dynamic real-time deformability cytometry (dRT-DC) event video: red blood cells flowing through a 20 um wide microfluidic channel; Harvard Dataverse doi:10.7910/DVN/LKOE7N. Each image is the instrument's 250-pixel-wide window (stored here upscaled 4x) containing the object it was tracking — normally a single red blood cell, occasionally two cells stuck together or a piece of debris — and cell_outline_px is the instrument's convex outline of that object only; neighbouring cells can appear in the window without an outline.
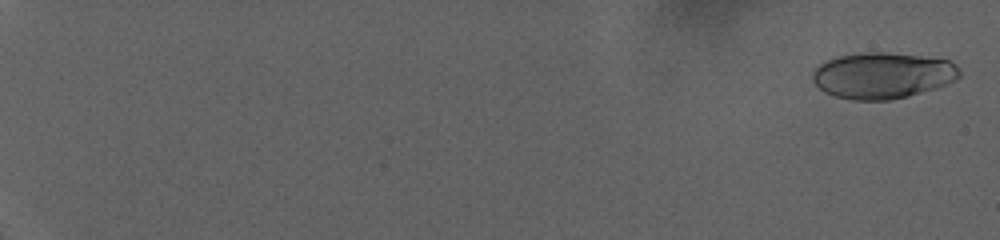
{"species": "human", "species_latin": "Homo sapiens", "temperature_condition": "warm", "stored_images_in_passage": 82, "camera_frame_rate_fps": 3000, "um_per_image_px": 0.085, "donor": {"sex": "female"}, "frame": {"image": 1, "passage_image": 2, "time_ms": 0.333, "image_size_px": [1000, 240], "cell_outline_px": [[960, 76], [956, 80], [948, 84], [936, 88], [908, 96], [888, 100], [852, 100], [836, 96], [824, 92], [812, 80], [812, 72], [820, 64], [828, 60], [840, 56], [864, 52], [884, 52], [920, 56], [948, 60], [956, 64], [960, 68]], "centroid_in_image_um": [75.04, 6.42], "position_along_channel_um": 10.0, "area_um2": 39.48}}
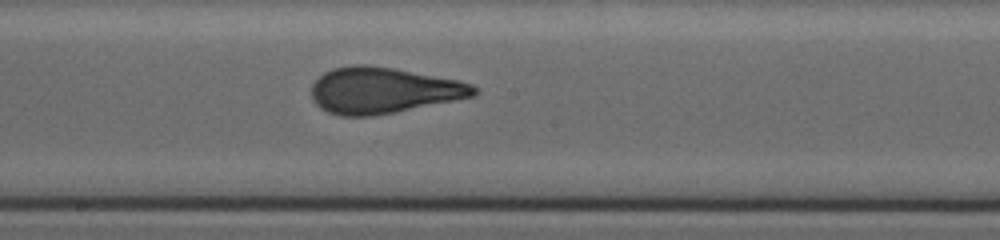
{"frame": {"image": 2, "passage_image": 52, "time_ms": 17.0, "image_size_px": [1000, 240], "cell_outline_px": [[476, 92], [472, 96], [372, 116], [340, 116], [328, 112], [320, 108], [312, 100], [312, 84], [324, 72], [332, 68], [352, 64], [364, 64], [392, 68], [460, 80], [472, 84], [476, 88]], "centroid_in_image_um": [32.5, 7.67], "position_along_channel_um": 215.7, "area_um2": 43.18}}
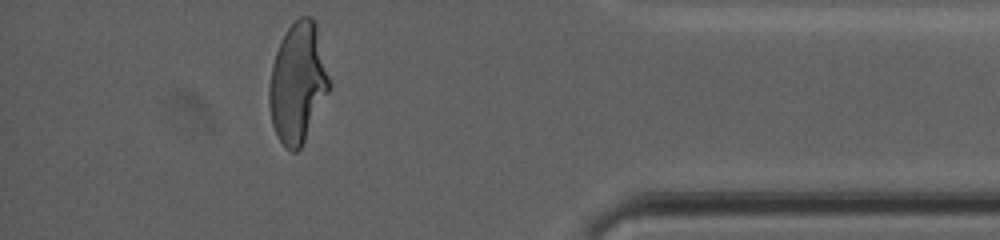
{"frame": {"image": 3, "passage_image": 76, "time_ms": 25.0, "image_size_px": [1000, 240], "cell_outline_px": [[332, 84], [300, 148], [296, 152], [292, 152], [284, 148], [276, 136], [272, 124], [268, 100], [268, 88], [272, 64], [276, 52], [288, 28], [300, 16], [312, 16], [316, 24]], "centroid_in_image_um": [25.31, 7.06], "position_along_channel_um": 409.9, "area_um2": 41.96}, "authors_computed_cell_mechanics": {"area_um2": 41.5582, "velocity_mm_per_s": 2.7422, "shape_relaxation_time_tau1_ms": 8.827, "shape_relaxation_time_tau2_ms": null, "deformation_change_tau1": 0.2707, "deformation_change_tau2": null}}